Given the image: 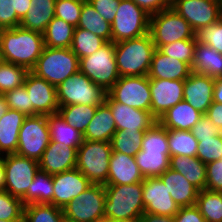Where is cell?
I'll return each instance as SVG.
<instances>
[{
    "mask_svg": "<svg viewBox=\"0 0 222 222\" xmlns=\"http://www.w3.org/2000/svg\"><path fill=\"white\" fill-rule=\"evenodd\" d=\"M79 71L94 84L104 87L108 91L120 77L115 59L114 43L108 41L95 53L80 58Z\"/></svg>",
    "mask_w": 222,
    "mask_h": 222,
    "instance_id": "7",
    "label": "cell"
},
{
    "mask_svg": "<svg viewBox=\"0 0 222 222\" xmlns=\"http://www.w3.org/2000/svg\"><path fill=\"white\" fill-rule=\"evenodd\" d=\"M159 178L179 208L194 206L196 204L200 190L191 184L182 174L168 168Z\"/></svg>",
    "mask_w": 222,
    "mask_h": 222,
    "instance_id": "24",
    "label": "cell"
},
{
    "mask_svg": "<svg viewBox=\"0 0 222 222\" xmlns=\"http://www.w3.org/2000/svg\"><path fill=\"white\" fill-rule=\"evenodd\" d=\"M62 222H75V221H71L69 219H66L65 217L62 219Z\"/></svg>",
    "mask_w": 222,
    "mask_h": 222,
    "instance_id": "63",
    "label": "cell"
},
{
    "mask_svg": "<svg viewBox=\"0 0 222 222\" xmlns=\"http://www.w3.org/2000/svg\"><path fill=\"white\" fill-rule=\"evenodd\" d=\"M198 43L208 45L222 54V18L195 32Z\"/></svg>",
    "mask_w": 222,
    "mask_h": 222,
    "instance_id": "48",
    "label": "cell"
},
{
    "mask_svg": "<svg viewBox=\"0 0 222 222\" xmlns=\"http://www.w3.org/2000/svg\"><path fill=\"white\" fill-rule=\"evenodd\" d=\"M59 106L84 104L98 106L104 104L108 91L94 84L86 75L78 71L56 87Z\"/></svg>",
    "mask_w": 222,
    "mask_h": 222,
    "instance_id": "6",
    "label": "cell"
},
{
    "mask_svg": "<svg viewBox=\"0 0 222 222\" xmlns=\"http://www.w3.org/2000/svg\"><path fill=\"white\" fill-rule=\"evenodd\" d=\"M205 115L209 117L212 123L222 130V104L213 102L207 109Z\"/></svg>",
    "mask_w": 222,
    "mask_h": 222,
    "instance_id": "56",
    "label": "cell"
},
{
    "mask_svg": "<svg viewBox=\"0 0 222 222\" xmlns=\"http://www.w3.org/2000/svg\"><path fill=\"white\" fill-rule=\"evenodd\" d=\"M144 133L142 130H116L110 141L112 152L135 157L141 151Z\"/></svg>",
    "mask_w": 222,
    "mask_h": 222,
    "instance_id": "38",
    "label": "cell"
},
{
    "mask_svg": "<svg viewBox=\"0 0 222 222\" xmlns=\"http://www.w3.org/2000/svg\"><path fill=\"white\" fill-rule=\"evenodd\" d=\"M172 8L190 24L194 32L222 18L220 0H174Z\"/></svg>",
    "mask_w": 222,
    "mask_h": 222,
    "instance_id": "14",
    "label": "cell"
},
{
    "mask_svg": "<svg viewBox=\"0 0 222 222\" xmlns=\"http://www.w3.org/2000/svg\"><path fill=\"white\" fill-rule=\"evenodd\" d=\"M26 117L20 111L8 108L0 118V152L2 155L16 153L19 131Z\"/></svg>",
    "mask_w": 222,
    "mask_h": 222,
    "instance_id": "26",
    "label": "cell"
},
{
    "mask_svg": "<svg viewBox=\"0 0 222 222\" xmlns=\"http://www.w3.org/2000/svg\"><path fill=\"white\" fill-rule=\"evenodd\" d=\"M135 159L144 178L159 177L170 164V158L162 151H140L135 155Z\"/></svg>",
    "mask_w": 222,
    "mask_h": 222,
    "instance_id": "35",
    "label": "cell"
},
{
    "mask_svg": "<svg viewBox=\"0 0 222 222\" xmlns=\"http://www.w3.org/2000/svg\"><path fill=\"white\" fill-rule=\"evenodd\" d=\"M3 96L9 109H14L25 116H30V99L24 86L8 91Z\"/></svg>",
    "mask_w": 222,
    "mask_h": 222,
    "instance_id": "49",
    "label": "cell"
},
{
    "mask_svg": "<svg viewBox=\"0 0 222 222\" xmlns=\"http://www.w3.org/2000/svg\"><path fill=\"white\" fill-rule=\"evenodd\" d=\"M174 222H206L199 209L194 206L180 207L174 216Z\"/></svg>",
    "mask_w": 222,
    "mask_h": 222,
    "instance_id": "55",
    "label": "cell"
},
{
    "mask_svg": "<svg viewBox=\"0 0 222 222\" xmlns=\"http://www.w3.org/2000/svg\"><path fill=\"white\" fill-rule=\"evenodd\" d=\"M29 72L22 66L0 60V94L23 86Z\"/></svg>",
    "mask_w": 222,
    "mask_h": 222,
    "instance_id": "41",
    "label": "cell"
},
{
    "mask_svg": "<svg viewBox=\"0 0 222 222\" xmlns=\"http://www.w3.org/2000/svg\"><path fill=\"white\" fill-rule=\"evenodd\" d=\"M8 106L2 94H0V118L6 113Z\"/></svg>",
    "mask_w": 222,
    "mask_h": 222,
    "instance_id": "61",
    "label": "cell"
},
{
    "mask_svg": "<svg viewBox=\"0 0 222 222\" xmlns=\"http://www.w3.org/2000/svg\"><path fill=\"white\" fill-rule=\"evenodd\" d=\"M108 95L118 103L151 112V90L148 76L119 77L108 90Z\"/></svg>",
    "mask_w": 222,
    "mask_h": 222,
    "instance_id": "13",
    "label": "cell"
},
{
    "mask_svg": "<svg viewBox=\"0 0 222 222\" xmlns=\"http://www.w3.org/2000/svg\"><path fill=\"white\" fill-rule=\"evenodd\" d=\"M192 73V68L180 60L162 53L158 48L154 51L149 79L185 80Z\"/></svg>",
    "mask_w": 222,
    "mask_h": 222,
    "instance_id": "23",
    "label": "cell"
},
{
    "mask_svg": "<svg viewBox=\"0 0 222 222\" xmlns=\"http://www.w3.org/2000/svg\"><path fill=\"white\" fill-rule=\"evenodd\" d=\"M97 106L75 104L68 106H59L57 113L64 119L69 125L84 133L88 124L91 122Z\"/></svg>",
    "mask_w": 222,
    "mask_h": 222,
    "instance_id": "37",
    "label": "cell"
},
{
    "mask_svg": "<svg viewBox=\"0 0 222 222\" xmlns=\"http://www.w3.org/2000/svg\"><path fill=\"white\" fill-rule=\"evenodd\" d=\"M110 222H141V219L140 217H132V218H126V219L112 220Z\"/></svg>",
    "mask_w": 222,
    "mask_h": 222,
    "instance_id": "62",
    "label": "cell"
},
{
    "mask_svg": "<svg viewBox=\"0 0 222 222\" xmlns=\"http://www.w3.org/2000/svg\"><path fill=\"white\" fill-rule=\"evenodd\" d=\"M55 2L56 0H31V7L20 20V26L43 33L55 17Z\"/></svg>",
    "mask_w": 222,
    "mask_h": 222,
    "instance_id": "29",
    "label": "cell"
},
{
    "mask_svg": "<svg viewBox=\"0 0 222 222\" xmlns=\"http://www.w3.org/2000/svg\"><path fill=\"white\" fill-rule=\"evenodd\" d=\"M74 30L73 25L54 17L43 32L45 47L70 48Z\"/></svg>",
    "mask_w": 222,
    "mask_h": 222,
    "instance_id": "34",
    "label": "cell"
},
{
    "mask_svg": "<svg viewBox=\"0 0 222 222\" xmlns=\"http://www.w3.org/2000/svg\"><path fill=\"white\" fill-rule=\"evenodd\" d=\"M192 72L208 75L214 79L222 77V54L208 45L197 42Z\"/></svg>",
    "mask_w": 222,
    "mask_h": 222,
    "instance_id": "28",
    "label": "cell"
},
{
    "mask_svg": "<svg viewBox=\"0 0 222 222\" xmlns=\"http://www.w3.org/2000/svg\"><path fill=\"white\" fill-rule=\"evenodd\" d=\"M196 157L206 165L220 160L222 158V134L198 142Z\"/></svg>",
    "mask_w": 222,
    "mask_h": 222,
    "instance_id": "47",
    "label": "cell"
},
{
    "mask_svg": "<svg viewBox=\"0 0 222 222\" xmlns=\"http://www.w3.org/2000/svg\"><path fill=\"white\" fill-rule=\"evenodd\" d=\"M141 222H174L172 216H161L151 213H143L140 217Z\"/></svg>",
    "mask_w": 222,
    "mask_h": 222,
    "instance_id": "57",
    "label": "cell"
},
{
    "mask_svg": "<svg viewBox=\"0 0 222 222\" xmlns=\"http://www.w3.org/2000/svg\"><path fill=\"white\" fill-rule=\"evenodd\" d=\"M85 1L86 0H56L55 17L77 27L82 5Z\"/></svg>",
    "mask_w": 222,
    "mask_h": 222,
    "instance_id": "46",
    "label": "cell"
},
{
    "mask_svg": "<svg viewBox=\"0 0 222 222\" xmlns=\"http://www.w3.org/2000/svg\"><path fill=\"white\" fill-rule=\"evenodd\" d=\"M76 158V148L50 141L39 160V170L50 175L69 171L76 168Z\"/></svg>",
    "mask_w": 222,
    "mask_h": 222,
    "instance_id": "21",
    "label": "cell"
},
{
    "mask_svg": "<svg viewBox=\"0 0 222 222\" xmlns=\"http://www.w3.org/2000/svg\"><path fill=\"white\" fill-rule=\"evenodd\" d=\"M206 189L222 192V158L206 165Z\"/></svg>",
    "mask_w": 222,
    "mask_h": 222,
    "instance_id": "52",
    "label": "cell"
},
{
    "mask_svg": "<svg viewBox=\"0 0 222 222\" xmlns=\"http://www.w3.org/2000/svg\"><path fill=\"white\" fill-rule=\"evenodd\" d=\"M144 213L174 217L179 207L172 199L159 177H148L142 181Z\"/></svg>",
    "mask_w": 222,
    "mask_h": 222,
    "instance_id": "16",
    "label": "cell"
},
{
    "mask_svg": "<svg viewBox=\"0 0 222 222\" xmlns=\"http://www.w3.org/2000/svg\"><path fill=\"white\" fill-rule=\"evenodd\" d=\"M106 103L110 107L117 130L146 131L157 122L151 112L115 102L109 95L106 98Z\"/></svg>",
    "mask_w": 222,
    "mask_h": 222,
    "instance_id": "20",
    "label": "cell"
},
{
    "mask_svg": "<svg viewBox=\"0 0 222 222\" xmlns=\"http://www.w3.org/2000/svg\"><path fill=\"white\" fill-rule=\"evenodd\" d=\"M5 188V169L3 159H0V191Z\"/></svg>",
    "mask_w": 222,
    "mask_h": 222,
    "instance_id": "60",
    "label": "cell"
},
{
    "mask_svg": "<svg viewBox=\"0 0 222 222\" xmlns=\"http://www.w3.org/2000/svg\"><path fill=\"white\" fill-rule=\"evenodd\" d=\"M5 188L12 196L22 198L39 171V161L16 153L3 155Z\"/></svg>",
    "mask_w": 222,
    "mask_h": 222,
    "instance_id": "12",
    "label": "cell"
},
{
    "mask_svg": "<svg viewBox=\"0 0 222 222\" xmlns=\"http://www.w3.org/2000/svg\"><path fill=\"white\" fill-rule=\"evenodd\" d=\"M49 142L47 116H27L19 131L16 154L39 161Z\"/></svg>",
    "mask_w": 222,
    "mask_h": 222,
    "instance_id": "11",
    "label": "cell"
},
{
    "mask_svg": "<svg viewBox=\"0 0 222 222\" xmlns=\"http://www.w3.org/2000/svg\"><path fill=\"white\" fill-rule=\"evenodd\" d=\"M79 71V58L70 48L44 47L31 70L36 76L58 86Z\"/></svg>",
    "mask_w": 222,
    "mask_h": 222,
    "instance_id": "4",
    "label": "cell"
},
{
    "mask_svg": "<svg viewBox=\"0 0 222 222\" xmlns=\"http://www.w3.org/2000/svg\"><path fill=\"white\" fill-rule=\"evenodd\" d=\"M202 115L185 100H182L168 109L157 121L166 129L191 130Z\"/></svg>",
    "mask_w": 222,
    "mask_h": 222,
    "instance_id": "27",
    "label": "cell"
},
{
    "mask_svg": "<svg viewBox=\"0 0 222 222\" xmlns=\"http://www.w3.org/2000/svg\"><path fill=\"white\" fill-rule=\"evenodd\" d=\"M77 28L88 30L103 38L106 42L112 41L111 24L105 20L87 0L82 5Z\"/></svg>",
    "mask_w": 222,
    "mask_h": 222,
    "instance_id": "33",
    "label": "cell"
},
{
    "mask_svg": "<svg viewBox=\"0 0 222 222\" xmlns=\"http://www.w3.org/2000/svg\"><path fill=\"white\" fill-rule=\"evenodd\" d=\"M198 142L222 134V130L214 125L209 117L202 115L200 120L190 130Z\"/></svg>",
    "mask_w": 222,
    "mask_h": 222,
    "instance_id": "51",
    "label": "cell"
},
{
    "mask_svg": "<svg viewBox=\"0 0 222 222\" xmlns=\"http://www.w3.org/2000/svg\"><path fill=\"white\" fill-rule=\"evenodd\" d=\"M97 222H109L108 220H100V221H97Z\"/></svg>",
    "mask_w": 222,
    "mask_h": 222,
    "instance_id": "64",
    "label": "cell"
},
{
    "mask_svg": "<svg viewBox=\"0 0 222 222\" xmlns=\"http://www.w3.org/2000/svg\"><path fill=\"white\" fill-rule=\"evenodd\" d=\"M61 208L52 204L32 203L24 206L23 222H62Z\"/></svg>",
    "mask_w": 222,
    "mask_h": 222,
    "instance_id": "42",
    "label": "cell"
},
{
    "mask_svg": "<svg viewBox=\"0 0 222 222\" xmlns=\"http://www.w3.org/2000/svg\"><path fill=\"white\" fill-rule=\"evenodd\" d=\"M88 3L110 24L119 9L120 0H87Z\"/></svg>",
    "mask_w": 222,
    "mask_h": 222,
    "instance_id": "53",
    "label": "cell"
},
{
    "mask_svg": "<svg viewBox=\"0 0 222 222\" xmlns=\"http://www.w3.org/2000/svg\"><path fill=\"white\" fill-rule=\"evenodd\" d=\"M137 6L147 14L154 15L158 12L172 7V0H132Z\"/></svg>",
    "mask_w": 222,
    "mask_h": 222,
    "instance_id": "54",
    "label": "cell"
},
{
    "mask_svg": "<svg viewBox=\"0 0 222 222\" xmlns=\"http://www.w3.org/2000/svg\"><path fill=\"white\" fill-rule=\"evenodd\" d=\"M169 168L182 174L199 190L206 189V164L197 157L171 156Z\"/></svg>",
    "mask_w": 222,
    "mask_h": 222,
    "instance_id": "30",
    "label": "cell"
},
{
    "mask_svg": "<svg viewBox=\"0 0 222 222\" xmlns=\"http://www.w3.org/2000/svg\"><path fill=\"white\" fill-rule=\"evenodd\" d=\"M16 15V0H0V30L20 26Z\"/></svg>",
    "mask_w": 222,
    "mask_h": 222,
    "instance_id": "50",
    "label": "cell"
},
{
    "mask_svg": "<svg viewBox=\"0 0 222 222\" xmlns=\"http://www.w3.org/2000/svg\"><path fill=\"white\" fill-rule=\"evenodd\" d=\"M105 43L106 41L103 38L88 30L75 27L70 49L80 59L95 53Z\"/></svg>",
    "mask_w": 222,
    "mask_h": 222,
    "instance_id": "40",
    "label": "cell"
},
{
    "mask_svg": "<svg viewBox=\"0 0 222 222\" xmlns=\"http://www.w3.org/2000/svg\"><path fill=\"white\" fill-rule=\"evenodd\" d=\"M24 205L18 197L7 191H0V220L10 222H23Z\"/></svg>",
    "mask_w": 222,
    "mask_h": 222,
    "instance_id": "44",
    "label": "cell"
},
{
    "mask_svg": "<svg viewBox=\"0 0 222 222\" xmlns=\"http://www.w3.org/2000/svg\"><path fill=\"white\" fill-rule=\"evenodd\" d=\"M30 99V116L56 114L59 105L57 102L56 86L45 79L28 73L24 85Z\"/></svg>",
    "mask_w": 222,
    "mask_h": 222,
    "instance_id": "15",
    "label": "cell"
},
{
    "mask_svg": "<svg viewBox=\"0 0 222 222\" xmlns=\"http://www.w3.org/2000/svg\"><path fill=\"white\" fill-rule=\"evenodd\" d=\"M111 142L83 140L77 149L76 168L92 184L107 183Z\"/></svg>",
    "mask_w": 222,
    "mask_h": 222,
    "instance_id": "5",
    "label": "cell"
},
{
    "mask_svg": "<svg viewBox=\"0 0 222 222\" xmlns=\"http://www.w3.org/2000/svg\"><path fill=\"white\" fill-rule=\"evenodd\" d=\"M53 179L52 175L39 170L29 186L27 193L21 198L24 206L37 204H52L53 205Z\"/></svg>",
    "mask_w": 222,
    "mask_h": 222,
    "instance_id": "32",
    "label": "cell"
},
{
    "mask_svg": "<svg viewBox=\"0 0 222 222\" xmlns=\"http://www.w3.org/2000/svg\"><path fill=\"white\" fill-rule=\"evenodd\" d=\"M196 44V39H184L163 45L159 50L167 56L174 57L177 60L187 63L192 68Z\"/></svg>",
    "mask_w": 222,
    "mask_h": 222,
    "instance_id": "45",
    "label": "cell"
},
{
    "mask_svg": "<svg viewBox=\"0 0 222 222\" xmlns=\"http://www.w3.org/2000/svg\"><path fill=\"white\" fill-rule=\"evenodd\" d=\"M52 179L53 205L61 209L92 185L77 168L52 175Z\"/></svg>",
    "mask_w": 222,
    "mask_h": 222,
    "instance_id": "18",
    "label": "cell"
},
{
    "mask_svg": "<svg viewBox=\"0 0 222 222\" xmlns=\"http://www.w3.org/2000/svg\"><path fill=\"white\" fill-rule=\"evenodd\" d=\"M213 102L222 104V77L216 79L214 86Z\"/></svg>",
    "mask_w": 222,
    "mask_h": 222,
    "instance_id": "59",
    "label": "cell"
},
{
    "mask_svg": "<svg viewBox=\"0 0 222 222\" xmlns=\"http://www.w3.org/2000/svg\"><path fill=\"white\" fill-rule=\"evenodd\" d=\"M111 23L112 42L134 39L149 33L150 15L132 0H120Z\"/></svg>",
    "mask_w": 222,
    "mask_h": 222,
    "instance_id": "9",
    "label": "cell"
},
{
    "mask_svg": "<svg viewBox=\"0 0 222 222\" xmlns=\"http://www.w3.org/2000/svg\"><path fill=\"white\" fill-rule=\"evenodd\" d=\"M144 180L136 159L120 152H112L109 160V174L105 185H129Z\"/></svg>",
    "mask_w": 222,
    "mask_h": 222,
    "instance_id": "22",
    "label": "cell"
},
{
    "mask_svg": "<svg viewBox=\"0 0 222 222\" xmlns=\"http://www.w3.org/2000/svg\"><path fill=\"white\" fill-rule=\"evenodd\" d=\"M116 123L109 105L99 104L97 110L83 133L84 140L110 142L116 132Z\"/></svg>",
    "mask_w": 222,
    "mask_h": 222,
    "instance_id": "25",
    "label": "cell"
},
{
    "mask_svg": "<svg viewBox=\"0 0 222 222\" xmlns=\"http://www.w3.org/2000/svg\"><path fill=\"white\" fill-rule=\"evenodd\" d=\"M195 206L206 222H222V192L200 190Z\"/></svg>",
    "mask_w": 222,
    "mask_h": 222,
    "instance_id": "39",
    "label": "cell"
},
{
    "mask_svg": "<svg viewBox=\"0 0 222 222\" xmlns=\"http://www.w3.org/2000/svg\"><path fill=\"white\" fill-rule=\"evenodd\" d=\"M167 139L171 156L196 157L198 141L190 130L167 129Z\"/></svg>",
    "mask_w": 222,
    "mask_h": 222,
    "instance_id": "36",
    "label": "cell"
},
{
    "mask_svg": "<svg viewBox=\"0 0 222 222\" xmlns=\"http://www.w3.org/2000/svg\"><path fill=\"white\" fill-rule=\"evenodd\" d=\"M0 159H3V155H2V153L0 152Z\"/></svg>",
    "mask_w": 222,
    "mask_h": 222,
    "instance_id": "65",
    "label": "cell"
},
{
    "mask_svg": "<svg viewBox=\"0 0 222 222\" xmlns=\"http://www.w3.org/2000/svg\"><path fill=\"white\" fill-rule=\"evenodd\" d=\"M104 220L141 217L145 207L143 203L142 182L129 185H104Z\"/></svg>",
    "mask_w": 222,
    "mask_h": 222,
    "instance_id": "3",
    "label": "cell"
},
{
    "mask_svg": "<svg viewBox=\"0 0 222 222\" xmlns=\"http://www.w3.org/2000/svg\"><path fill=\"white\" fill-rule=\"evenodd\" d=\"M105 186L92 184L63 209L66 219L75 222H97L104 220Z\"/></svg>",
    "mask_w": 222,
    "mask_h": 222,
    "instance_id": "10",
    "label": "cell"
},
{
    "mask_svg": "<svg viewBox=\"0 0 222 222\" xmlns=\"http://www.w3.org/2000/svg\"><path fill=\"white\" fill-rule=\"evenodd\" d=\"M149 33L158 49L178 40L196 39L190 24L172 7L150 16Z\"/></svg>",
    "mask_w": 222,
    "mask_h": 222,
    "instance_id": "8",
    "label": "cell"
},
{
    "mask_svg": "<svg viewBox=\"0 0 222 222\" xmlns=\"http://www.w3.org/2000/svg\"><path fill=\"white\" fill-rule=\"evenodd\" d=\"M185 80L150 79L151 114L158 120L183 100Z\"/></svg>",
    "mask_w": 222,
    "mask_h": 222,
    "instance_id": "17",
    "label": "cell"
},
{
    "mask_svg": "<svg viewBox=\"0 0 222 222\" xmlns=\"http://www.w3.org/2000/svg\"><path fill=\"white\" fill-rule=\"evenodd\" d=\"M147 150L162 151L163 154H166L170 158L167 129L158 121L144 133L141 151Z\"/></svg>",
    "mask_w": 222,
    "mask_h": 222,
    "instance_id": "43",
    "label": "cell"
},
{
    "mask_svg": "<svg viewBox=\"0 0 222 222\" xmlns=\"http://www.w3.org/2000/svg\"><path fill=\"white\" fill-rule=\"evenodd\" d=\"M30 7L31 0H16V15L22 19Z\"/></svg>",
    "mask_w": 222,
    "mask_h": 222,
    "instance_id": "58",
    "label": "cell"
},
{
    "mask_svg": "<svg viewBox=\"0 0 222 222\" xmlns=\"http://www.w3.org/2000/svg\"><path fill=\"white\" fill-rule=\"evenodd\" d=\"M43 33L17 26L0 30V60L31 71L44 49Z\"/></svg>",
    "mask_w": 222,
    "mask_h": 222,
    "instance_id": "1",
    "label": "cell"
},
{
    "mask_svg": "<svg viewBox=\"0 0 222 222\" xmlns=\"http://www.w3.org/2000/svg\"><path fill=\"white\" fill-rule=\"evenodd\" d=\"M215 82L216 79L208 75L192 72L184 82L183 100L200 113L205 114L213 103Z\"/></svg>",
    "mask_w": 222,
    "mask_h": 222,
    "instance_id": "19",
    "label": "cell"
},
{
    "mask_svg": "<svg viewBox=\"0 0 222 222\" xmlns=\"http://www.w3.org/2000/svg\"><path fill=\"white\" fill-rule=\"evenodd\" d=\"M120 77L147 76L156 47L150 33L114 43Z\"/></svg>",
    "mask_w": 222,
    "mask_h": 222,
    "instance_id": "2",
    "label": "cell"
},
{
    "mask_svg": "<svg viewBox=\"0 0 222 222\" xmlns=\"http://www.w3.org/2000/svg\"><path fill=\"white\" fill-rule=\"evenodd\" d=\"M47 123L50 141L62 143L76 149L83 143V133L69 125L58 113L47 115Z\"/></svg>",
    "mask_w": 222,
    "mask_h": 222,
    "instance_id": "31",
    "label": "cell"
}]
</instances>
